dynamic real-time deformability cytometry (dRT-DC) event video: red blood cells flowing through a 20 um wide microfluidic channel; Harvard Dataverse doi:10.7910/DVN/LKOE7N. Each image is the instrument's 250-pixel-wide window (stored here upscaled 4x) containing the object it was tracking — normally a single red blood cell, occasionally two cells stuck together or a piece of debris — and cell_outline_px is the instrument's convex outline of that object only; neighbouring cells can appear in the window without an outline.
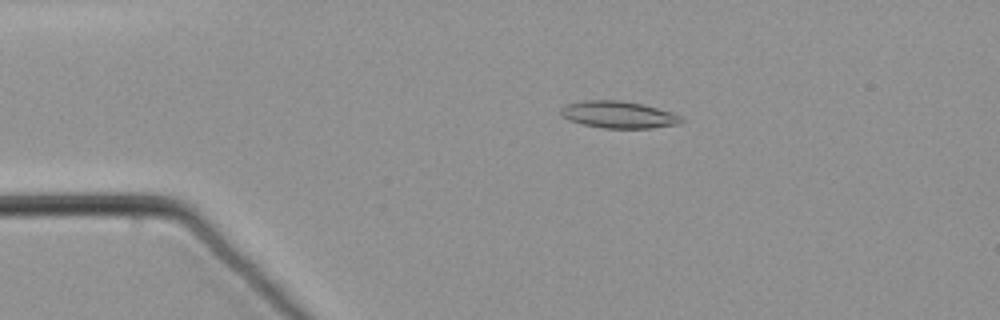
{"species": "common noctule bat (a hibernating species)", "species_latin": "Nyctalus noctula", "temperature_condition": "warm", "stored_images_in_passage": 57, "camera_frame_rate_fps": 3000, "um_per_image_px": 0.085, "animal": {"sex": "male", "body_mass_g": 21.5, "forearm_length_mm": 52.0}, "frame": {"image": 1, "passage_image": 11, "time_ms": 3.333, "image_size_px": [1000, 320], "cell_outline_px": [[684, 120], [680, 124], [652, 128], [604, 128], [584, 124], [568, 120], [560, 112], [560, 108], [568, 104], [584, 100], [620, 100], [644, 104], [672, 112], [680, 116]], "centroid_in_image_um": [52.61, 9.74], "position_along_channel_um": 32.4, "area_um2": 18.96}}
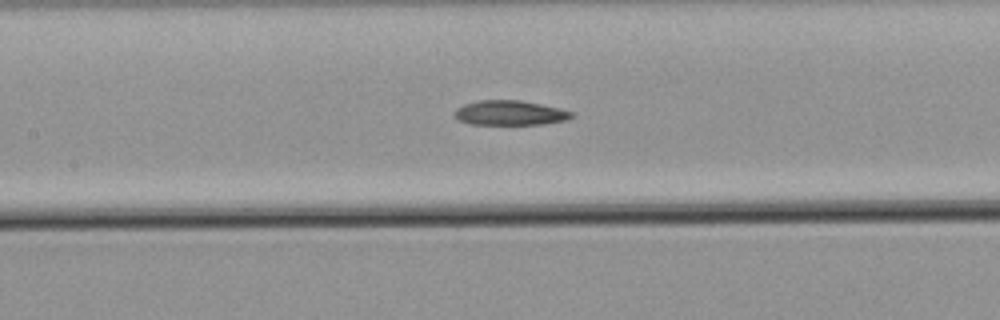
{"frame": {"image": 2, "passage_image": 26, "time_ms": 8.333, "image_size_px": [1000, 320], "cell_outline_px": [[572, 116], [568, 120], [544, 124], [468, 124], [460, 120], [452, 112], [456, 108], [464, 104], [480, 100], [520, 100], [560, 108], [572, 112]], "centroid_in_image_um": [43.33, 9.59], "position_along_channel_um": 164.1, "area_um2": 16.82}}
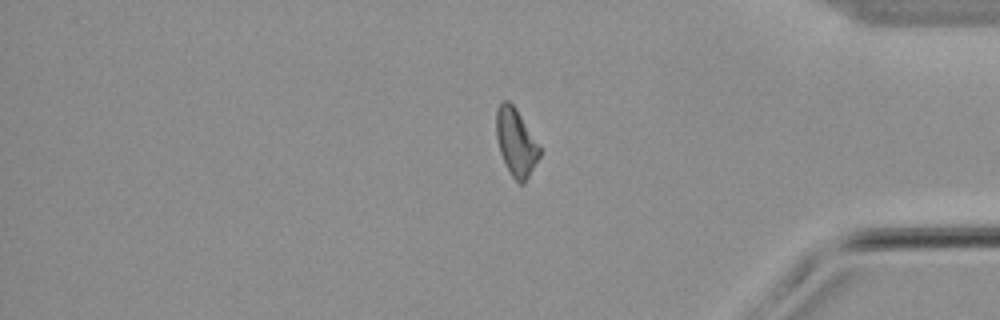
{"frame": {"image": 3, "passage_image": 47, "time_ms": 15.333, "image_size_px": [1000, 320], "cell_outline_px": [[540, 156], [524, 184], [520, 184], [512, 176], [500, 152], [496, 136], [496, 108], [504, 100], [508, 100], [516, 108], [540, 148]], "centroid_in_image_um": [43.84, 12.08], "position_along_channel_um": 391.4, "area_um2": 16.65}}